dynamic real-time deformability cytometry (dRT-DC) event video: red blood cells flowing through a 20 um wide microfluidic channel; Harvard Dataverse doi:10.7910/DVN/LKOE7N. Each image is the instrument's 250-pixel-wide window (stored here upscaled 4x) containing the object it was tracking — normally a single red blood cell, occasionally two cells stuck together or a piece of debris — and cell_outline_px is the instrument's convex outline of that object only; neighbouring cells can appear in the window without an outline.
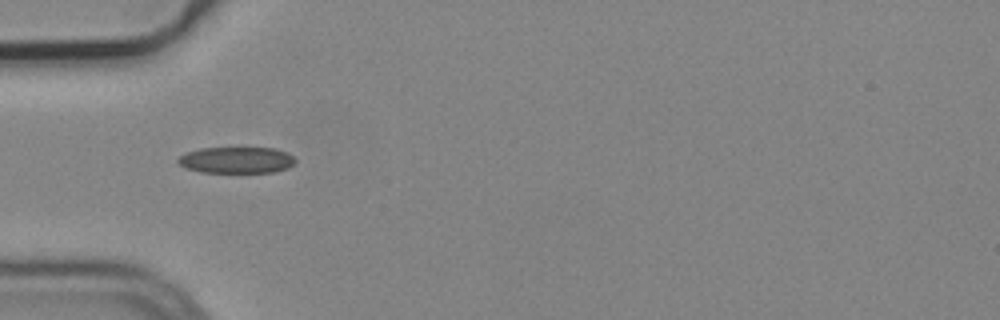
{"species": "common noctule bat (a hibernating species)", "species_latin": "Nyctalus noctula", "temperature_condition": "cold", "stored_images_in_passage": 8, "camera_frame_rate_fps": 3000, "um_per_image_px": 0.085, "animal": {"sex": "male", "body_mass_g": 19.2, "forearm_length_mm": 51.8}, "frame": {"image": 1, "passage_image": 4, "time_ms": 1.0, "image_size_px": [1000, 320], "cell_outline_px": [[296, 160], [288, 168], [276, 172], [200, 172], [184, 168], [176, 160], [180, 156], [188, 152], [200, 148], [276, 148], [288, 152]], "centroid_in_image_um": [20.11, 13.6], "position_along_channel_um": 64.9, "area_um2": 18.03}}
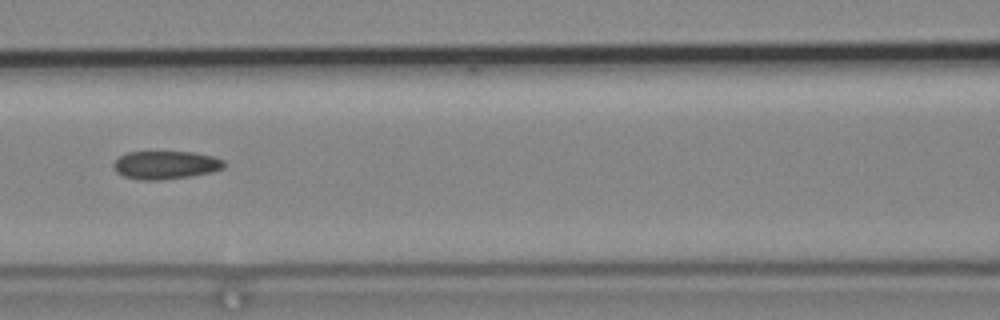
{"frame": {"image": 2, "passage_image": 6, "time_ms": 1.667, "image_size_px": [1000, 320], "cell_outline_px": [[224, 168], [212, 172], [188, 176], [160, 180], [140, 180], [124, 176], [116, 172], [112, 164], [120, 156], [128, 152], [192, 152], [212, 156], [224, 160]], "centroid_in_image_um": [14.06, 14.02], "position_along_channel_um": 152.5, "area_um2": 18.03}}
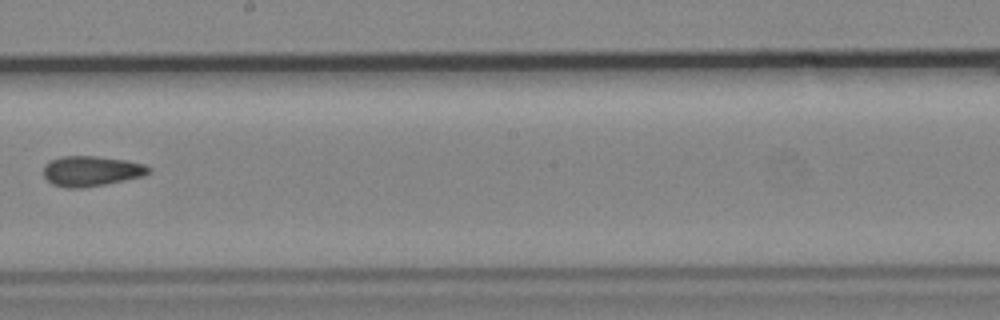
{"frame": {"image": 3, "passage_image": 8, "time_ms": 2.333, "image_size_px": [1000, 320], "cell_outline_px": [[152, 168], [144, 176], [104, 184], [80, 188], [64, 188], [52, 184], [44, 176], [44, 164], [48, 160], [60, 156], [96, 156], [124, 160], [144, 164]], "centroid_in_image_um": [7.72, 14.53], "position_along_channel_um": 240.5, "area_um2": 18.55}}